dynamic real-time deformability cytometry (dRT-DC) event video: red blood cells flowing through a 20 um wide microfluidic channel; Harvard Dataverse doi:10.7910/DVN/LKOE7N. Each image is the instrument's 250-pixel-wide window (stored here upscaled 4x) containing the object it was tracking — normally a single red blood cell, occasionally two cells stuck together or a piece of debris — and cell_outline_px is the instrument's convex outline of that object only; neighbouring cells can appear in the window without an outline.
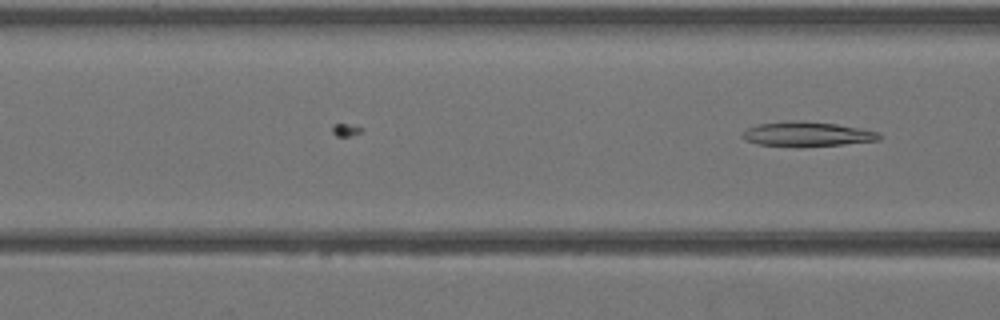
{"species": "Egyptian fruit bat (a non-hibernating species)", "species_latin": "Rousettus aegyptiacus", "temperature_condition": "warm", "stored_images_in_passage": 15, "camera_frame_rate_fps": 3000, "um_per_image_px": 0.085, "animal": {"sex": "female"}, "frame": {"image": 1, "passage_image": 15, "time_ms": 4.667, "image_size_px": [1000, 320], "cell_outline_px": [[884, 136], [880, 140], [844, 144], [800, 148], [796, 148], [756, 144], [740, 136], [748, 128], [760, 124], [836, 124], [860, 128], [876, 132]], "centroid_in_image_um": [68.67, 11.48], "position_along_channel_um": 97.9, "area_um2": 18.73}}